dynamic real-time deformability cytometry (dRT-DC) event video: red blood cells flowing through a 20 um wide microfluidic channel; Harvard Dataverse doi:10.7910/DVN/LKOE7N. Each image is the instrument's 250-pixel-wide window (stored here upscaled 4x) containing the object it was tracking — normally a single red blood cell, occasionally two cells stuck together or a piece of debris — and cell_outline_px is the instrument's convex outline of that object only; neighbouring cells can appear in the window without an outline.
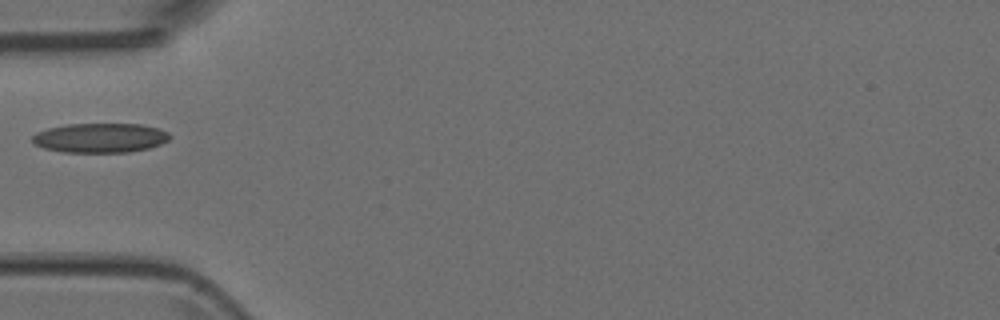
{"species": "Egyptian fruit bat (a non-hibernating species)", "species_latin": "Rousettus aegyptiacus", "temperature_condition": "room temperature", "stored_images_in_passage": 1, "camera_frame_rate_fps": 3000, "um_per_image_px": 0.085, "animal": {"sex": "female"}, "frame": {"image": 1, "passage_image": 1, "time_ms": 0.0, "image_size_px": [1000, 320], "cell_outline_px": [[172, 136], [168, 140], [160, 144], [148, 148], [128, 152], [64, 152], [44, 148], [32, 144], [32, 136], [36, 132], [48, 128], [68, 124], [140, 124], [160, 128], [168, 132]], "centroid_in_image_um": [8.51, 11.71], "position_along_channel_um": 76.5, "area_um2": 23.7}}